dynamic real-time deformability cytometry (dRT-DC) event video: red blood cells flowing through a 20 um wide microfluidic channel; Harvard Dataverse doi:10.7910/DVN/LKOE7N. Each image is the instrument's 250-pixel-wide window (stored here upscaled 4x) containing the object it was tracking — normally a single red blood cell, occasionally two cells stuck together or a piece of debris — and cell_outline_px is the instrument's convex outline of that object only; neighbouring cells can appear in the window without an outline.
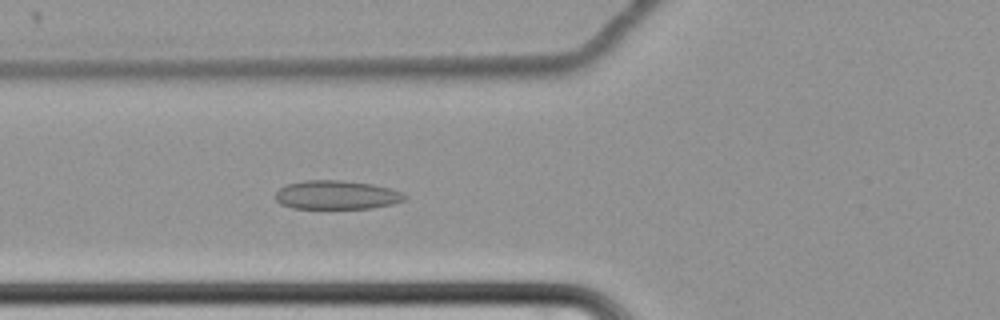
{"species": "common noctule bat (a hibernating species)", "species_latin": "Nyctalus noctula", "temperature_condition": "cold", "stored_images_in_passage": 65, "camera_frame_rate_fps": 3000, "um_per_image_px": 0.085, "animal": {"sex": "female", "body_mass_g": 22.7, "forearm_length_mm": 54.2}, "frame": {"image": 1, "passage_image": 28, "time_ms": 9.0, "image_size_px": [1000, 320], "cell_outline_px": [[408, 196], [404, 200], [392, 204], [372, 208], [292, 208], [280, 204], [272, 196], [280, 188], [288, 184], [304, 180], [340, 180], [372, 184], [392, 188], [404, 192]], "centroid_in_image_um": [28.62, 16.57], "position_along_channel_um": 97.2, "area_um2": 21.91}}
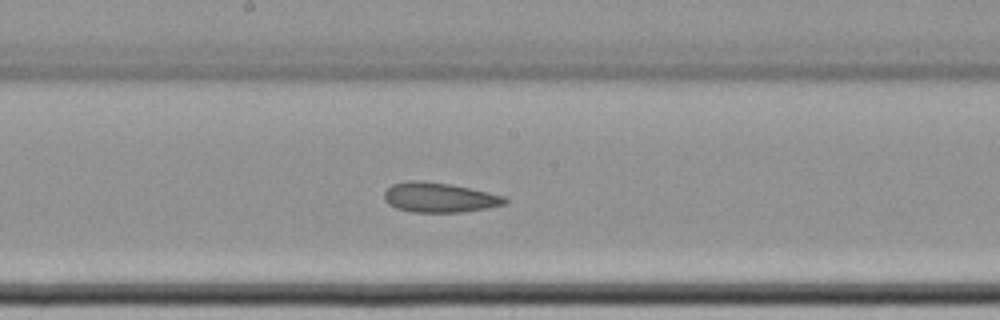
{"frame": {"image": 2, "passage_image": 38, "time_ms": 12.333, "image_size_px": [1000, 320], "cell_outline_px": [[508, 200], [504, 204], [488, 208], [460, 212], [412, 212], [396, 208], [388, 204], [384, 200], [384, 192], [392, 184], [408, 180], [420, 180], [452, 184], [488, 192], [504, 196]], "centroid_in_image_um": [37.31, 16.78], "position_along_channel_um": 210.9, "area_um2": 21.04}}
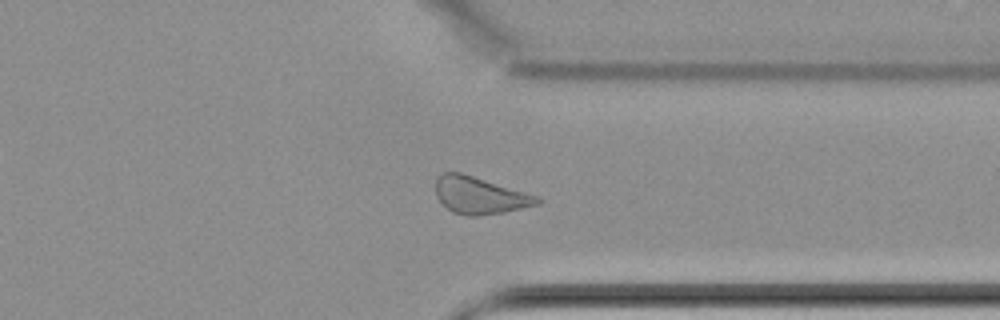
{"frame": {"image": 3, "passage_image": 52, "time_ms": 17.0, "image_size_px": [1000, 320], "cell_outline_px": [[544, 200], [540, 204], [504, 212], [476, 216], [468, 216], [452, 212], [436, 196], [436, 176], [440, 172], [460, 172], [540, 196]], "centroid_in_image_um": [40.8, 16.6], "position_along_channel_um": 370.6, "area_um2": 22.08}, "authors_computed_cell_mechanics": {"area_um2": 22.7154, "velocity_mm_per_s": 3.4155, "shape_relaxation_time_tau1_ms": null, "shape_relaxation_time_tau2_ms": 3.4269, "deformation_change_tau1": null, "deformation_change_tau2": 0.0861}}